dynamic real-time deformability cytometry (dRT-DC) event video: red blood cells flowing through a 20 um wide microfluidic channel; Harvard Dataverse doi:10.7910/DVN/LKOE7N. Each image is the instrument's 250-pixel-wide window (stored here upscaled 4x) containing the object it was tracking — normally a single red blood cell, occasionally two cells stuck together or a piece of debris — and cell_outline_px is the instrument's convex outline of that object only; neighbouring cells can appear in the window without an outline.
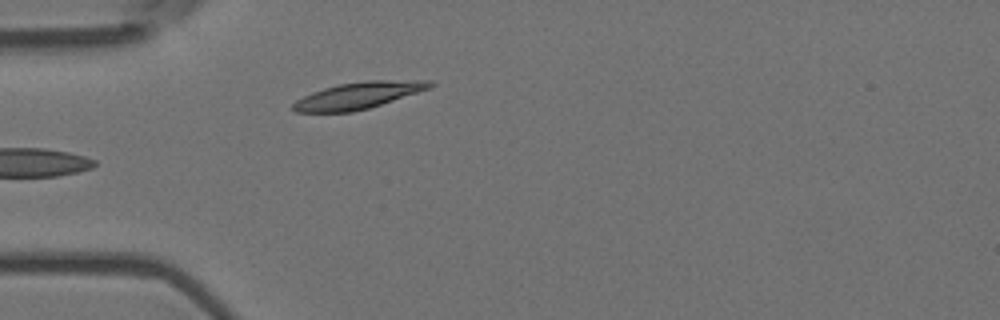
{"species": "Egyptian fruit bat (a non-hibernating species)", "species_latin": "Rousettus aegyptiacus", "temperature_condition": "room temperature", "stored_images_in_passage": 5, "camera_frame_rate_fps": 3000, "um_per_image_px": 0.085, "animal": {"sex": "female"}, "frame": {"image": 1, "passage_image": 5, "time_ms": 1.333, "image_size_px": [1000, 320], "cell_outline_px": [[436, 84], [432, 88], [368, 108], [352, 112], [296, 112], [292, 108], [292, 104], [296, 100], [312, 92], [324, 88], [340, 84], [364, 80], [432, 80]], "centroid_in_image_um": [30.5, 8.1], "position_along_channel_um": 54.5, "area_um2": 21.33}}